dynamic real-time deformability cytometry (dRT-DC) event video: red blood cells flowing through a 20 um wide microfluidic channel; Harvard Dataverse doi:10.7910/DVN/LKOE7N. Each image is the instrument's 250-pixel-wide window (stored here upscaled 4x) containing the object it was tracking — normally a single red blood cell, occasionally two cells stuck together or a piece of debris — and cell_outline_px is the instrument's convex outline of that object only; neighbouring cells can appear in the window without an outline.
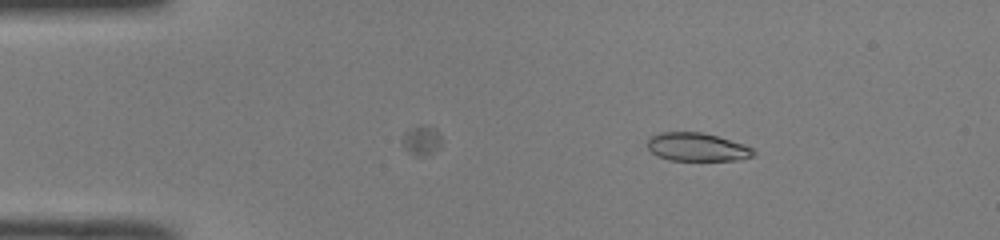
{"species": "common noctule bat (a hibernating species)", "species_latin": "Nyctalus noctula", "temperature_condition": "room temperature", "stored_images_in_passage": 44, "camera_frame_rate_fps": 3000, "um_per_image_px": 0.085, "animal": {"sex": "male", "body_mass_g": 19.0, "forearm_length_mm": 50.8}, "frame": {"image": 1, "passage_image": 2, "time_ms": 0.333, "image_size_px": [1000, 240], "cell_outline_px": [[756, 152], [752, 156], [736, 160], [668, 160], [656, 156], [648, 148], [648, 136], [660, 132], [700, 132], [716, 136], [744, 144], [752, 148]], "centroid_in_image_um": [59.2, 12.5], "position_along_channel_um": 25.8, "area_um2": 17.46}}
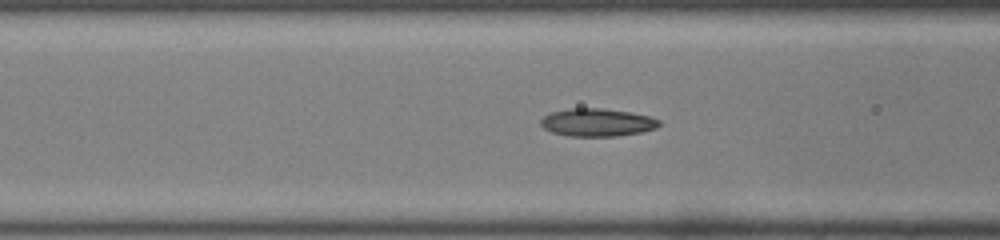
{"frame": {"image": 2, "passage_image": 14, "time_ms": 4.333, "image_size_px": [1000, 240], "cell_outline_px": [[660, 124], [656, 128], [640, 132], [616, 136], [568, 136], [552, 132], [544, 128], [540, 124], [540, 120], [544, 116], [552, 112], [568, 108], [600, 108], [628, 112], [648, 116], [660, 120]], "centroid_in_image_um": [50.73, 10.4], "position_along_channel_um": 115.9, "area_um2": 19.07}}
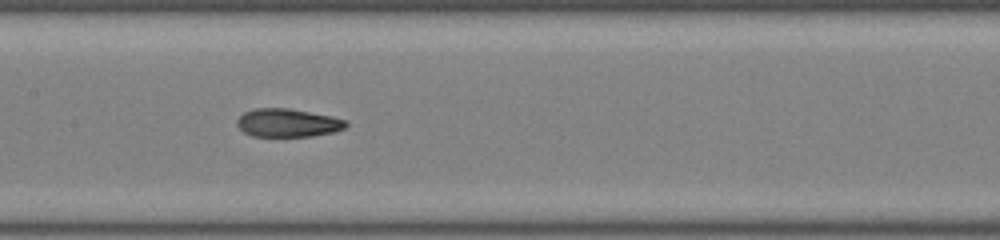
{"frame": {"image": 3, "passage_image": 19, "time_ms": 6.0, "image_size_px": [1000, 240], "cell_outline_px": [[348, 124], [344, 128], [332, 132], [312, 136], [252, 136], [244, 132], [236, 124], [236, 120], [244, 112], [256, 108], [288, 108], [332, 116], [348, 120]], "centroid_in_image_um": [24.46, 10.43], "position_along_channel_um": 182.9, "area_um2": 17.92}}